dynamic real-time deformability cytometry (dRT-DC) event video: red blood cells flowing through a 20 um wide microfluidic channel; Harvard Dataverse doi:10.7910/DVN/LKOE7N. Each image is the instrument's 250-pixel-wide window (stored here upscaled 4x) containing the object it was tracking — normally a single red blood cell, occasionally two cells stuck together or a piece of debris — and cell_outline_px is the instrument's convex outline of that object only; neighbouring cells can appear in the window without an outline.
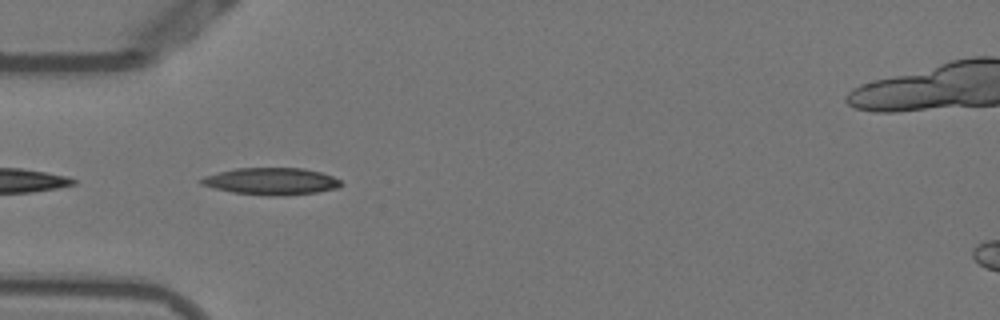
{"species": "Egyptian fruit bat (a non-hibernating species)", "species_latin": "Rousettus aegyptiacus", "temperature_condition": "warm", "stored_images_in_passage": 36, "camera_frame_rate_fps": 3000, "um_per_image_px": 0.085, "animal": {"sex": "female"}, "frame": {"image": 1, "passage_image": 1, "time_ms": 0.0, "image_size_px": [1000, 320], "cell_outline_px": [[344, 184], [336, 188], [316, 192], [276, 196], [272, 196], [232, 192], [200, 184], [200, 180], [204, 176], [236, 168], [304, 168], [320, 172], [332, 176], [340, 180]], "centroid_in_image_um": [23.07, 15.4], "position_along_channel_um": 61.9, "area_um2": 21.73}}
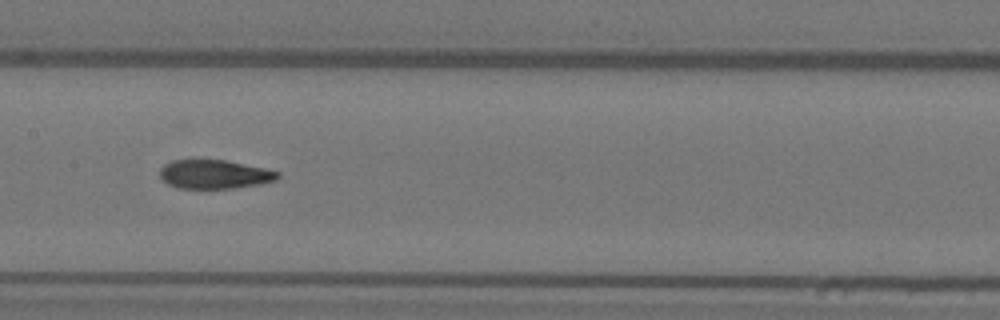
{"frame": {"image": 2, "passage_image": 11, "time_ms": 3.333, "image_size_px": [1000, 320], "cell_outline_px": [[280, 176], [276, 180], [260, 184], [232, 188], [180, 188], [168, 184], [160, 176], [160, 168], [164, 164], [172, 160], [224, 160], [264, 168], [280, 172]], "centroid_in_image_um": [18.23, 14.81], "position_along_channel_um": 189.2, "area_um2": 19.65}}
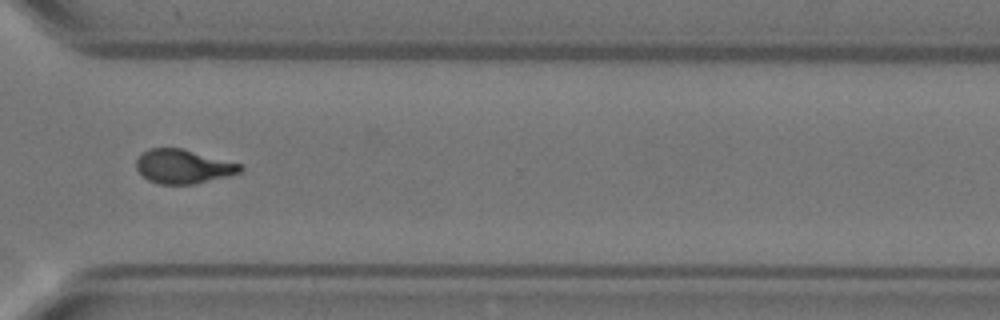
{"frame": {"image": 3, "passage_image": 24, "time_ms": 7.667, "image_size_px": [1000, 320], "cell_outline_px": [[244, 168], [240, 172], [228, 176], [192, 184], [160, 184], [148, 180], [136, 168], [136, 160], [148, 148], [180, 148], [244, 164]], "centroid_in_image_um": [15.6, 14.15], "position_along_channel_um": 355.0, "area_um2": 20.52}, "authors_computed_cell_mechanics": {"area_um2": 20.7502, "velocity_mm_per_s": 3.8425, "shape_relaxation_time_tau1_ms": 4.8439, "shape_relaxation_time_tau2_ms": 1.9184, "deformation_change_tau1": 0.2124, "deformation_change_tau2": 0.0932}}